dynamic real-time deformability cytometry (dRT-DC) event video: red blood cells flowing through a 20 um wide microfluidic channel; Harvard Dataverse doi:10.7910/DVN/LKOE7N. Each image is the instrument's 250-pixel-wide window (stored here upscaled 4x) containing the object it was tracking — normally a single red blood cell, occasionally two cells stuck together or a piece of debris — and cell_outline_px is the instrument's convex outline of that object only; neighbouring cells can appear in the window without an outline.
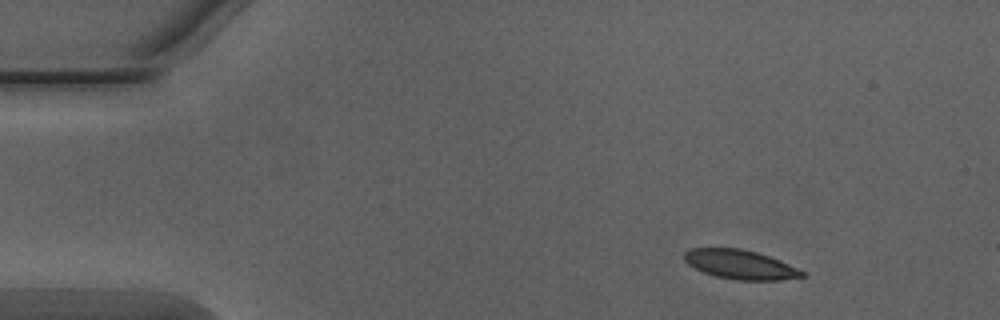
{"species": "Egyptian fruit bat (a non-hibernating species)", "species_latin": "Rousettus aegyptiacus", "temperature_condition": "warm", "stored_images_in_passage": 12, "camera_frame_rate_fps": 3000, "um_per_image_px": 0.085, "animal": {"sex": "male"}, "frame": {"image": 1, "passage_image": 6, "time_ms": 1.667, "image_size_px": [1000, 320], "cell_outline_px": [[804, 276], [780, 280], [736, 280], [716, 276], [704, 272], [688, 264], [684, 260], [684, 252], [688, 248], [740, 248], [756, 252], [780, 260], [804, 272]], "centroid_in_image_um": [62.88, 22.47], "position_along_channel_um": 22.1, "area_um2": 19.88}}